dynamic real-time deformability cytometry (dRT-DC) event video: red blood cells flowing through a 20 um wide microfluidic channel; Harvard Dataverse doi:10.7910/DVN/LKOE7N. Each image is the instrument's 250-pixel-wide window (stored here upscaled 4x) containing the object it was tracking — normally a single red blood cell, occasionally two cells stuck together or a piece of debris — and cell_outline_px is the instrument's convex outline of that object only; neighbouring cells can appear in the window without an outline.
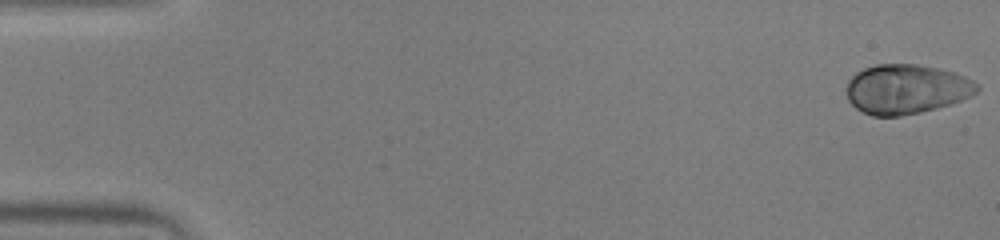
{"species": "human", "species_latin": "Homo sapiens", "temperature_condition": "warm", "stored_images_in_passage": 12, "camera_frame_rate_fps": 3000, "um_per_image_px": 0.085, "donor": {"sex": "male"}, "frame": {"image": 1, "passage_image": 1, "time_ms": 0.0, "image_size_px": [1000, 240], "cell_outline_px": [[980, 88], [972, 96], [952, 104], [920, 112], [900, 116], [872, 116], [856, 108], [848, 100], [848, 80], [856, 72], [864, 68], [876, 64], [916, 64], [940, 68], [956, 72], [980, 84]], "centroid_in_image_um": [77.08, 7.57], "position_along_channel_um": 7.9, "area_um2": 37.92}}